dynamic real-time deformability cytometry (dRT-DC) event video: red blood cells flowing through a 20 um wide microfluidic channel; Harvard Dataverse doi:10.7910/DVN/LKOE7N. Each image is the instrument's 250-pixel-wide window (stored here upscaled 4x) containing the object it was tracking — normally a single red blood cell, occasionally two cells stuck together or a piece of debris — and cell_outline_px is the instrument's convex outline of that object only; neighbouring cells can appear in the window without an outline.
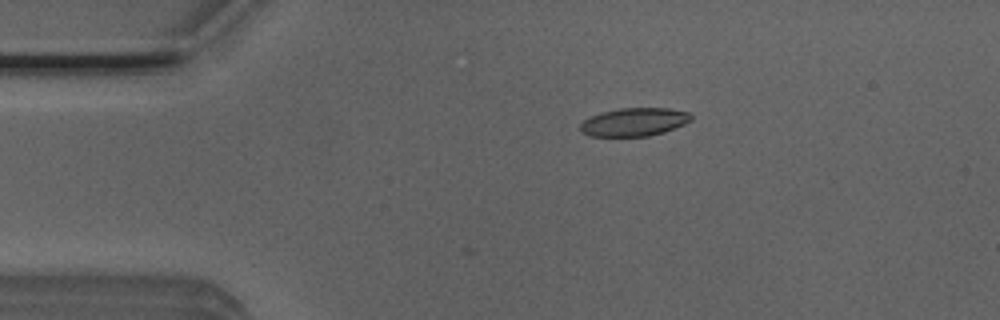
{"species": "Egyptian fruit bat (a non-hibernating species)", "species_latin": "Rousettus aegyptiacus", "temperature_condition": "room temperature", "stored_images_in_passage": 5, "camera_frame_rate_fps": 3000, "um_per_image_px": 0.085, "animal": {"sex": "male"}, "frame": {"image": 1, "passage_image": 3, "time_ms": 0.667, "image_size_px": [1000, 320], "cell_outline_px": [[692, 120], [684, 124], [664, 132], [648, 136], [588, 136], [580, 132], [580, 124], [584, 120], [592, 116], [604, 112], [620, 108], [668, 108], [688, 112], [692, 116]], "centroid_in_image_um": [53.9, 10.37], "position_along_channel_um": 31.1, "area_um2": 18.15}}
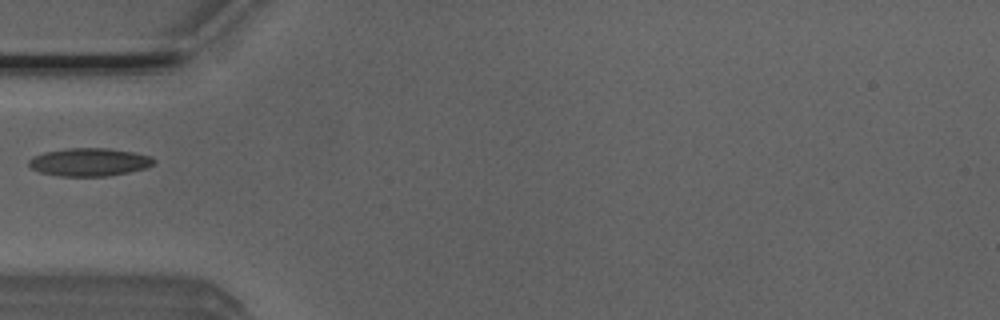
{"frame": {"image": 2, "passage_image": 5, "time_ms": 1.333, "image_size_px": [1000, 320], "cell_outline_px": [[156, 160], [152, 164], [144, 168], [128, 172], [104, 176], [60, 176], [40, 172], [32, 168], [28, 164], [28, 160], [32, 156], [44, 152], [64, 148], [108, 148], [132, 152], [152, 156]], "centroid_in_image_um": [7.56, 13.76], "position_along_channel_um": 77.4, "area_um2": 20.35}}